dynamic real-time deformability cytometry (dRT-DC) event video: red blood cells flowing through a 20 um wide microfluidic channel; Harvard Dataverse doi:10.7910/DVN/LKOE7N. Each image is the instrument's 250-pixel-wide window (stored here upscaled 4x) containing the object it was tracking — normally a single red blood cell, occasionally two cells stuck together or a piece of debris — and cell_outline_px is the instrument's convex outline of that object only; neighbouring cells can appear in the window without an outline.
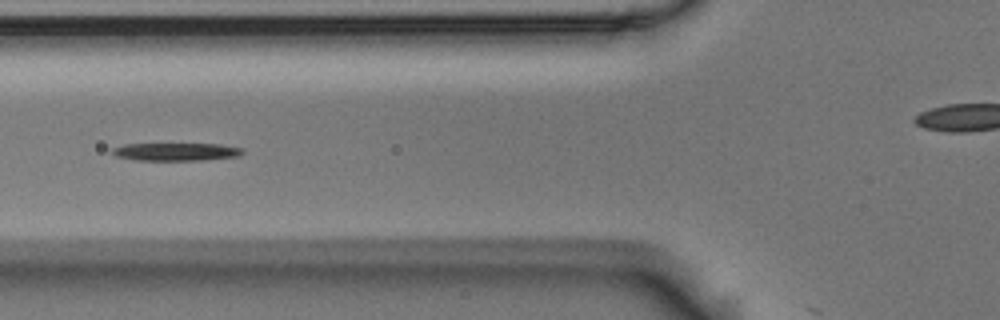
{"species": "Egyptian fruit bat (a non-hibernating species)", "species_latin": "Rousettus aegyptiacus", "temperature_condition": "room temperature", "stored_images_in_passage": 6, "segment_of_instrument_passage": [2, 2], "camera_frame_rate_fps": 3000, "um_per_image_px": 0.085, "animal": {"sex": "male"}, "frame": {"image": 1, "passage_image": 5, "time_ms": 1.333, "image_size_px": [1000, 320], "cell_outline_px": [[244, 152], [240, 156], [204, 160], [136, 160], [116, 156], [112, 152], [112, 148], [124, 144], [220, 144], [244, 148]], "centroid_in_image_um": [15.01, 12.9], "position_along_channel_um": 110.8, "area_um2": 13.58}}